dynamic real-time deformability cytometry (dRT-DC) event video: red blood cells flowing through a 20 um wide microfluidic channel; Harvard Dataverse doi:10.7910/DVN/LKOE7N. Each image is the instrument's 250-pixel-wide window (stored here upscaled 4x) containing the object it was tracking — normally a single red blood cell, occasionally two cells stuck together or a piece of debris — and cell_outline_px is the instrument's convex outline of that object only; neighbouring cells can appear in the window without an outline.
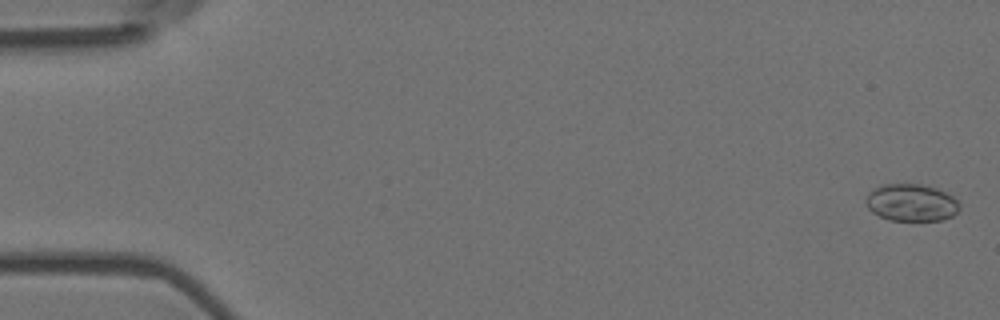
{"species": "Egyptian fruit bat (a non-hibernating species)", "species_latin": "Rousettus aegyptiacus", "temperature_condition": "room temperature", "stored_images_in_passage": 16, "segment_of_instrument_passage": [1, 2], "camera_frame_rate_fps": 3000, "um_per_image_px": 0.085, "animal": {"sex": "female"}, "frame": {"image": 1, "passage_image": 1, "time_ms": 0.0, "image_size_px": [1000, 320], "cell_outline_px": [[960, 208], [952, 216], [940, 220], [888, 220], [872, 212], [868, 208], [864, 200], [868, 192], [884, 184], [920, 184], [936, 188], [952, 196], [960, 204]], "centroid_in_image_um": [77.44, 17.22], "position_along_channel_um": 7.6, "area_um2": 20.23}}
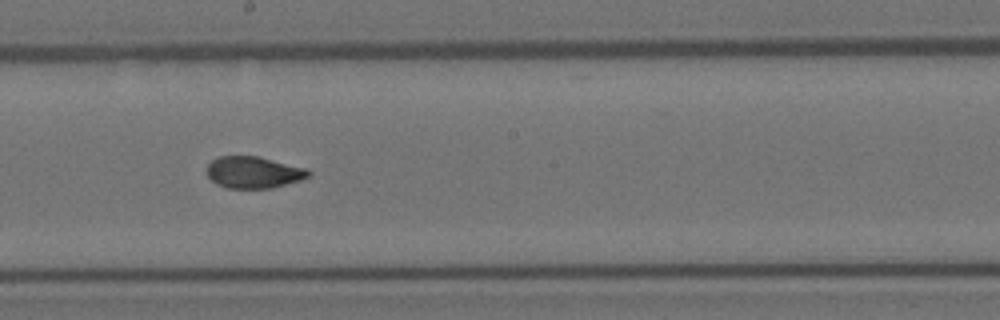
{"frame": {"image": 2, "passage_image": 9, "time_ms": 2.667, "image_size_px": [1000, 320], "cell_outline_px": [[312, 172], [308, 176], [300, 180], [272, 188], [228, 188], [216, 184], [204, 172], [208, 164], [212, 160], [220, 156], [256, 156], [308, 168]], "centroid_in_image_um": [21.53, 14.65], "position_along_channel_um": 226.7, "area_um2": 18.84}}
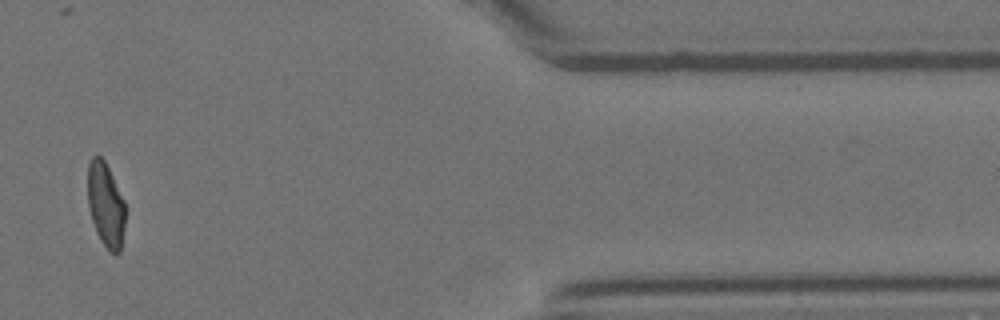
{"frame": {"image": 3, "passage_image": 14, "time_ms": 4.333, "image_size_px": [1000, 320], "cell_outline_px": [[128, 208], [120, 252], [112, 252], [100, 240], [96, 232], [92, 220], [88, 204], [88, 164], [92, 156], [100, 156], [104, 160]], "centroid_in_image_um": [9.01, 17.41], "position_along_channel_um": 402.4, "area_um2": 18.55}}